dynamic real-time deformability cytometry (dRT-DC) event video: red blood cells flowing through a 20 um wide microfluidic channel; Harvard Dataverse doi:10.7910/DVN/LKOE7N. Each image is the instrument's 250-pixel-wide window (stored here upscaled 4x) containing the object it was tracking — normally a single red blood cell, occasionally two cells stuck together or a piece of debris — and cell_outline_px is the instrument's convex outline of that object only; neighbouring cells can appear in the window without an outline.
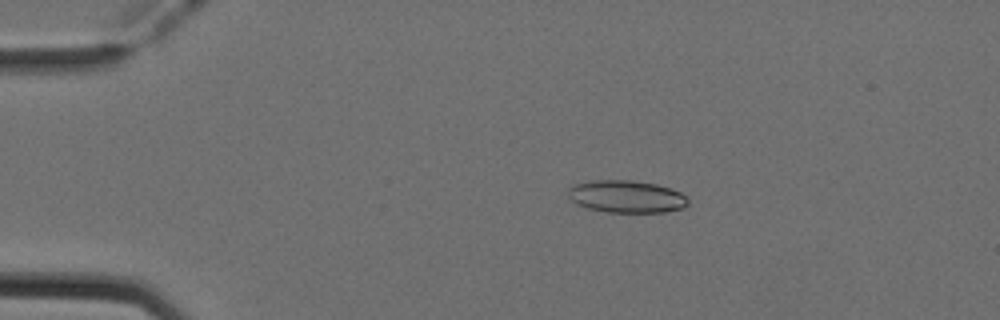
{"species": "Egyptian fruit bat (a non-hibernating species)", "species_latin": "Rousettus aegyptiacus", "temperature_condition": "cold", "stored_images_in_passage": 51, "camera_frame_rate_fps": 3000, "um_per_image_px": 0.085, "animal": {"sex": "female"}, "frame": {"image": 1, "passage_image": 10, "time_ms": 3.0, "image_size_px": [1000, 320], "cell_outline_px": [[688, 204], [684, 208], [664, 212], [604, 212], [588, 208], [576, 204], [568, 196], [568, 188], [576, 184], [592, 180], [632, 180], [656, 184], [672, 188], [688, 196]], "centroid_in_image_um": [53.27, 16.71], "position_along_channel_um": 31.7, "area_um2": 22.83}}
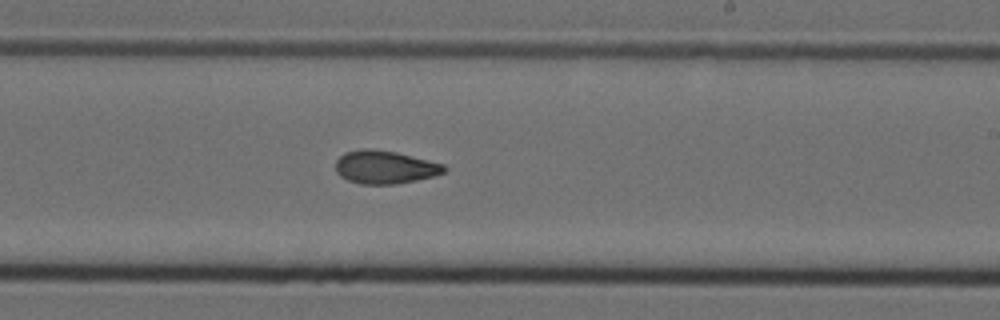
{"frame": {"image": 2, "passage_image": 31, "time_ms": 10.0, "image_size_px": [1000, 320], "cell_outline_px": [[448, 168], [444, 172], [436, 176], [396, 184], [360, 184], [348, 180], [340, 176], [336, 172], [336, 160], [344, 152], [364, 148], [372, 148], [396, 152], [444, 164]], "centroid_in_image_um": [32.72, 14.2], "position_along_channel_um": 256.3, "area_um2": 21.1}}
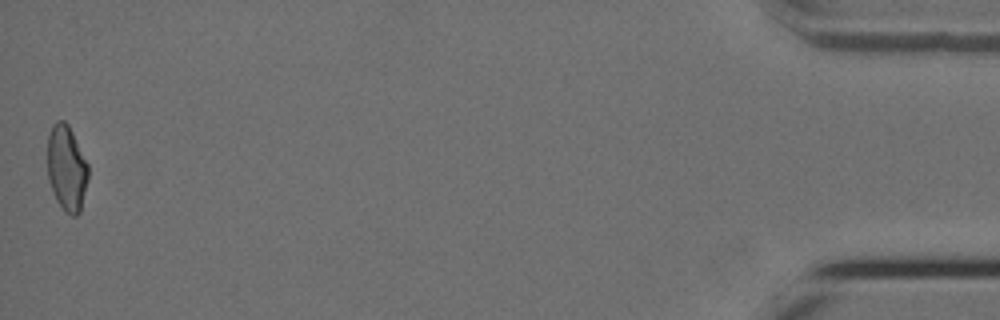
{"frame": {"image": 3, "passage_image": 51, "time_ms": 16.667, "image_size_px": [1000, 320], "cell_outline_px": [[88, 180], [80, 212], [76, 216], [72, 216], [64, 212], [56, 200], [52, 192], [48, 180], [48, 136], [52, 124], [56, 120], [64, 120], [68, 124], [88, 164]], "centroid_in_image_um": [5.66, 14.32], "position_along_channel_um": 429.5, "area_um2": 20.52}, "authors_computed_cell_mechanics": {"area_um2": 21.097, "velocity_mm_per_s": 3.9605, "shape_relaxation_time_tau1_ms": null, "shape_relaxation_time_tau2_ms": 3.7659, "deformation_change_tau1": null, "deformation_change_tau2": 0.098}}